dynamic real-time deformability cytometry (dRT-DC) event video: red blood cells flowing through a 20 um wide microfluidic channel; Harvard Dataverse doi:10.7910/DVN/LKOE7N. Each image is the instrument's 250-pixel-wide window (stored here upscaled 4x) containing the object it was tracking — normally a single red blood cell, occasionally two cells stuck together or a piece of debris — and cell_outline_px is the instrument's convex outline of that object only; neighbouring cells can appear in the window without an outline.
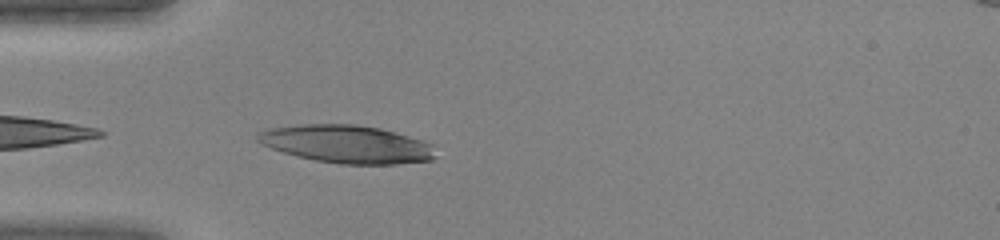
{"species": "human", "species_latin": "Homo sapiens", "temperature_condition": "warm", "stored_images_in_passage": 32, "camera_frame_rate_fps": 3000, "um_per_image_px": 0.085, "donor": {"sex": "female"}, "frame": {"image": 1, "passage_image": 1, "time_ms": 0.0, "image_size_px": [1000, 240], "cell_outline_px": [[436, 156], [432, 160], [396, 164], [340, 164], [316, 160], [284, 152], [260, 144], [256, 140], [256, 132], [272, 128], [300, 124], [356, 124], [380, 128], [396, 132], [432, 144]], "centroid_in_image_um": [29.47, 12.24], "position_along_channel_um": 55.5, "area_um2": 39.19}}
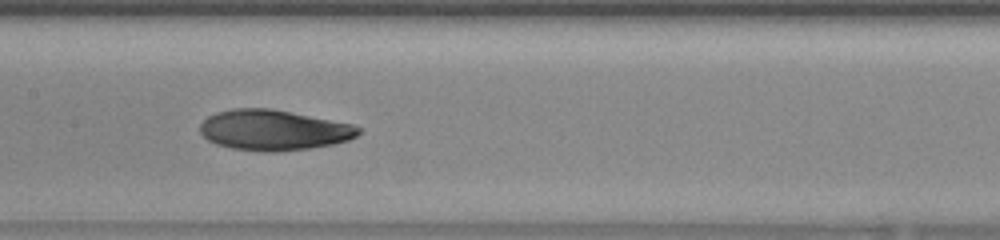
{"frame": {"image": 2, "passage_image": 10, "time_ms": 3.0, "image_size_px": [1000, 240], "cell_outline_px": [[360, 132], [356, 136], [348, 140], [332, 144], [308, 148], [272, 152], [264, 152], [232, 148], [216, 144], [208, 140], [200, 132], [200, 124], [208, 116], [216, 112], [232, 108], [272, 108], [352, 124], [360, 128]], "centroid_in_image_um": [23.22, 11.05], "position_along_channel_um": 184.2, "area_um2": 37.22}}
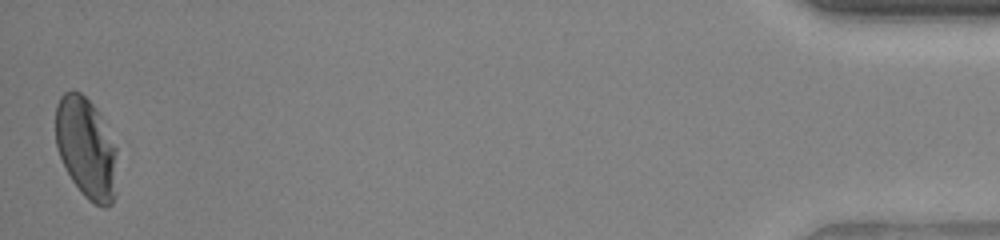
{"frame": {"image": 3, "passage_image": 32, "time_ms": 10.333, "image_size_px": [1000, 240], "cell_outline_px": [[116, 196], [112, 204], [108, 208], [104, 208], [88, 200], [80, 192], [72, 180], [56, 148], [56, 104], [60, 96], [64, 92], [72, 88], [80, 92], [100, 112], [116, 148]], "centroid_in_image_um": [7.34, 12.58], "position_along_channel_um": 427.9, "area_um2": 36.59}}